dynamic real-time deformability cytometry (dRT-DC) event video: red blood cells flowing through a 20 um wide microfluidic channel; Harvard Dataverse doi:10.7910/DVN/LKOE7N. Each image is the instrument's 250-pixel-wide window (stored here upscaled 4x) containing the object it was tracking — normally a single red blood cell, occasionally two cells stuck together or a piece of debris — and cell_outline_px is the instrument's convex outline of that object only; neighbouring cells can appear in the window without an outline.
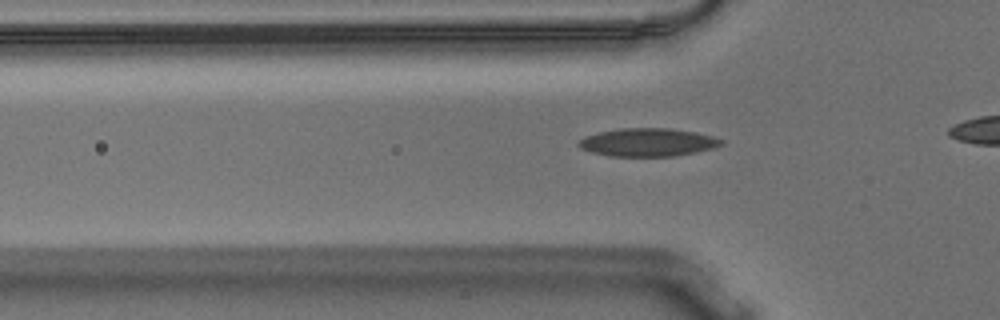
{"species": "Egyptian fruit bat (a non-hibernating species)", "species_latin": "Rousettus aegyptiacus", "temperature_condition": "warm", "stored_images_in_passage": 37, "camera_frame_rate_fps": 3000, "um_per_image_px": 0.085, "animal": {"sex": "male"}, "frame": {"image": 1, "passage_image": 10, "time_ms": 3.0, "image_size_px": [1000, 320], "cell_outline_px": [[724, 144], [716, 148], [676, 156], [608, 156], [592, 152], [580, 148], [576, 144], [584, 136], [600, 132], [620, 128], [668, 128], [692, 132], [712, 136], [724, 140]], "centroid_in_image_um": [55.07, 12.1], "position_along_channel_um": 70.7, "area_um2": 23.41}}
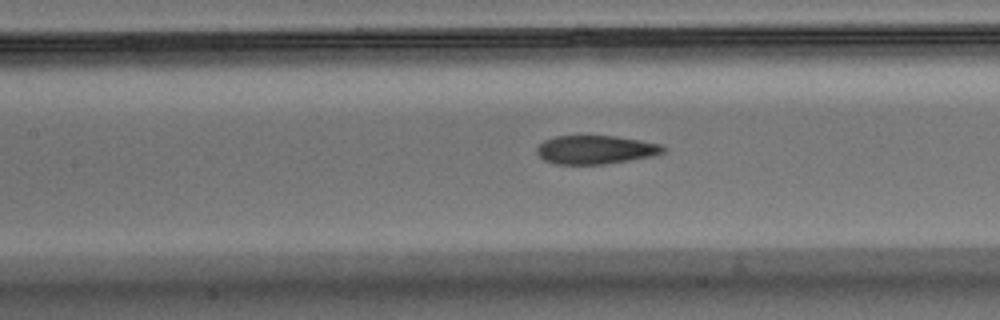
{"frame": {"image": 2, "passage_image": 17, "time_ms": 5.333, "image_size_px": [1000, 320], "cell_outline_px": [[668, 148], [664, 152], [652, 156], [604, 164], [556, 164], [544, 160], [536, 152], [536, 148], [544, 140], [556, 136], [616, 136], [640, 140], [660, 144]], "centroid_in_image_um": [50.63, 12.72], "position_along_channel_um": 156.8, "area_um2": 20.98}}
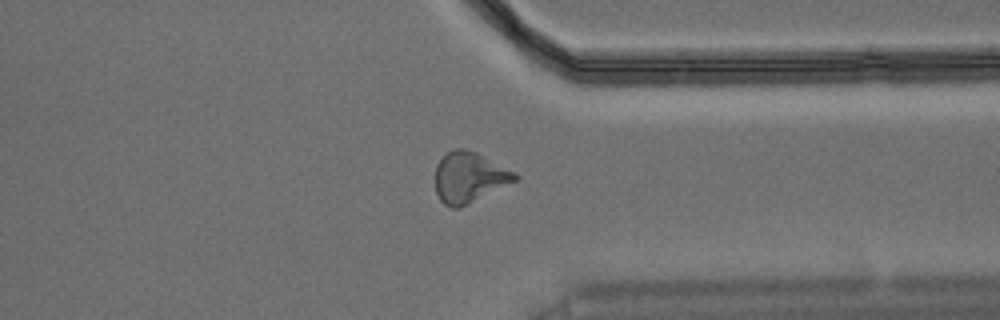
{"frame": {"image": 3, "passage_image": 35, "time_ms": 11.333, "image_size_px": [1000, 320], "cell_outline_px": [[520, 176], [516, 180], [460, 208], [452, 208], [444, 204], [440, 200], [436, 192], [436, 164], [452, 148], [464, 148], [476, 152], [516, 172]], "centroid_in_image_um": [39.87, 15.07], "position_along_channel_um": 371.5, "area_um2": 23.35}}